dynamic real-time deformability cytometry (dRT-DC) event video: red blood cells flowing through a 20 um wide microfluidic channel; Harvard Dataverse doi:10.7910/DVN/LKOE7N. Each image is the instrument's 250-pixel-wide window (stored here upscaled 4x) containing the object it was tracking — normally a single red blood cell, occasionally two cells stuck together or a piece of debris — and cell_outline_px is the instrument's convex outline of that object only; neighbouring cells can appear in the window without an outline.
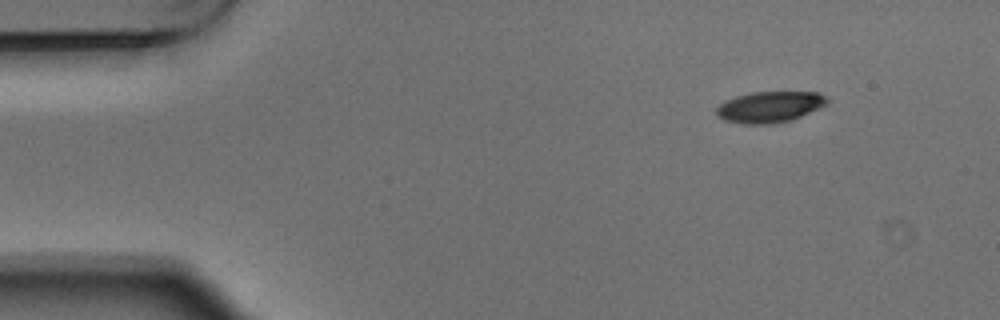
{"species": "Egyptian fruit bat (a non-hibernating species)", "species_latin": "Rousettus aegyptiacus", "temperature_condition": "warm", "stored_images_in_passage": 4, "camera_frame_rate_fps": 3000, "um_per_image_px": 0.085, "animal": {"sex": "male"}, "frame": {"image": 1, "passage_image": 1, "time_ms": 0.0, "image_size_px": [1000, 320], "cell_outline_px": [[832, 100], [828, 104], [800, 116], [788, 120], [772, 124], [744, 124], [724, 120], [716, 116], [716, 108], [724, 100], [736, 96], [752, 92], [816, 92]], "centroid_in_image_um": [65.4, 9.08], "position_along_channel_um": 19.6, "area_um2": 20.06}}
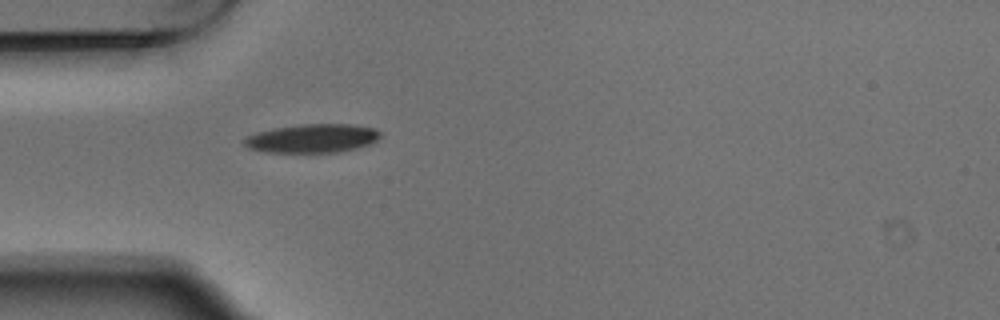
{"frame": {"image": 2, "passage_image": 4, "time_ms": 1.0, "image_size_px": [1000, 320], "cell_outline_px": [[380, 136], [376, 140], [368, 144], [356, 148], [336, 152], [264, 152], [248, 148], [244, 144], [244, 140], [248, 136], [256, 132], [276, 128], [304, 124], [348, 124], [372, 128], [380, 132]], "centroid_in_image_um": [26.52, 11.76], "position_along_channel_um": 58.5, "area_um2": 22.37}}